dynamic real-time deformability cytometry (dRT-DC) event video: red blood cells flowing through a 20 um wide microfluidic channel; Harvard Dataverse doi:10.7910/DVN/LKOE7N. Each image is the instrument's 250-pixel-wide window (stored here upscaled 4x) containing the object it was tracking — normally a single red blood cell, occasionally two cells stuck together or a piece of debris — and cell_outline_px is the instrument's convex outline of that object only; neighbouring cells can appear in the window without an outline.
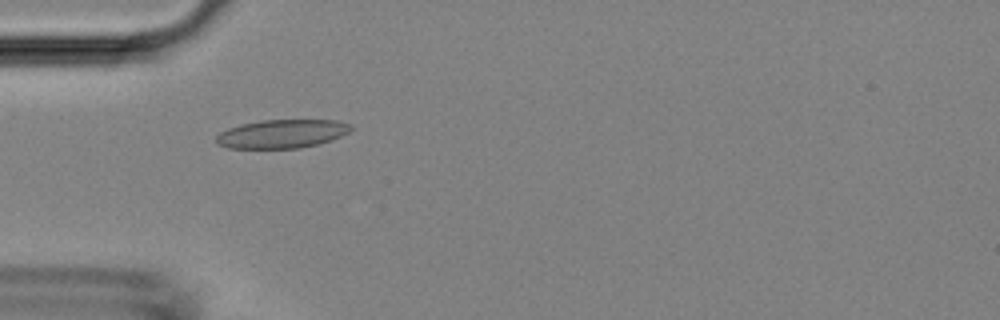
{"species": "Egyptian fruit bat (a non-hibernating species)", "species_latin": "Rousettus aegyptiacus", "temperature_condition": "room temperature", "stored_images_in_passage": 5, "camera_frame_rate_fps": 3000, "um_per_image_px": 0.085, "animal": {"sex": "female"}, "frame": {"image": 1, "passage_image": 4, "time_ms": 4.333, "image_size_px": [1000, 320], "cell_outline_px": [[352, 128], [348, 132], [332, 140], [320, 144], [300, 148], [228, 148], [216, 144], [216, 136], [220, 132], [228, 128], [240, 124], [260, 120], [336, 120], [352, 124]], "centroid_in_image_um": [23.96, 11.37], "position_along_channel_um": 61.0, "area_um2": 22.6}}